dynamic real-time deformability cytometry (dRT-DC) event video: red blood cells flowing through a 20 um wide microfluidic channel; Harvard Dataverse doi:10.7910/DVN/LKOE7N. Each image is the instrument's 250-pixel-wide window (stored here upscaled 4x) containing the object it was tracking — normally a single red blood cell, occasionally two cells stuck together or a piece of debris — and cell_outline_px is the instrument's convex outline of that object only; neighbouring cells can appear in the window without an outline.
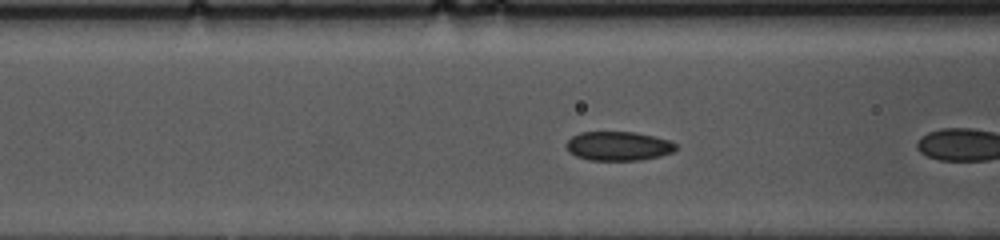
{"species": "common noctule bat (a hibernating species)", "species_latin": "Nyctalus noctula", "temperature_condition": "cold", "stored_images_in_passage": 17, "camera_frame_rate_fps": 3000, "um_per_image_px": 0.085, "animal": {"sex": "female", "body_mass_g": 10.0, "forearm_length_mm": 53.1}, "frame": {"image": 1, "passage_image": 6, "time_ms": 1.667, "image_size_px": [1000, 240], "cell_outline_px": [[676, 148], [672, 152], [660, 156], [640, 160], [588, 160], [576, 156], [568, 152], [564, 144], [572, 136], [580, 132], [636, 132], [672, 140], [676, 144]], "centroid_in_image_um": [52.54, 12.41], "position_along_channel_um": 114.1, "area_um2": 18.79}}